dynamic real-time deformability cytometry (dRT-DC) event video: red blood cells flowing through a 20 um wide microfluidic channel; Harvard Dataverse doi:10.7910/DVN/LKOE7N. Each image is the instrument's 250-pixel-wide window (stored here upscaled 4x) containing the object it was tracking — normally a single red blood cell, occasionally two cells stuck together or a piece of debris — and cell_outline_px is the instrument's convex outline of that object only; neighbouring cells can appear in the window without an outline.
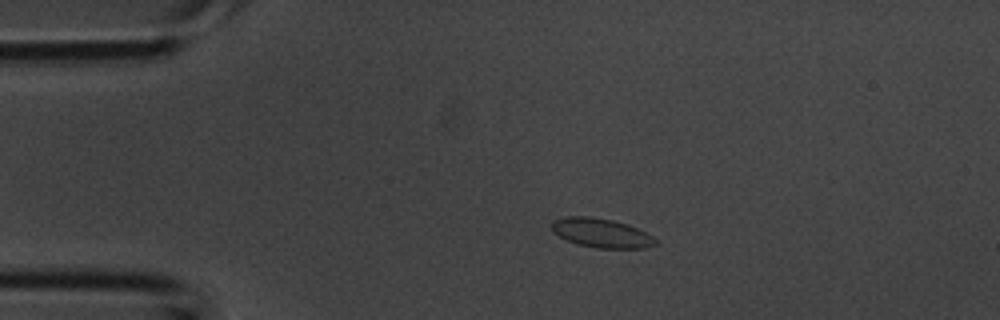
{"species": "common noctule bat (a hibernating species)", "species_latin": "Nyctalus noctula", "temperature_condition": "room temperature", "stored_images_in_passage": 4, "camera_frame_rate_fps": 3000, "um_per_image_px": 0.085, "animal": {"sex": "male", "body_mass_g": 20.1, "forearm_length_mm": 53.5}, "frame": {"image": 1, "passage_image": 3, "time_ms": 0.667, "image_size_px": [1000, 320], "cell_outline_px": [[656, 244], [644, 248], [596, 248], [580, 244], [568, 240], [552, 232], [552, 220], [564, 216], [588, 216], [612, 220], [628, 224], [652, 236], [656, 240]], "centroid_in_image_um": [51.08, 19.79], "position_along_channel_um": 33.9, "area_um2": 17.46}}